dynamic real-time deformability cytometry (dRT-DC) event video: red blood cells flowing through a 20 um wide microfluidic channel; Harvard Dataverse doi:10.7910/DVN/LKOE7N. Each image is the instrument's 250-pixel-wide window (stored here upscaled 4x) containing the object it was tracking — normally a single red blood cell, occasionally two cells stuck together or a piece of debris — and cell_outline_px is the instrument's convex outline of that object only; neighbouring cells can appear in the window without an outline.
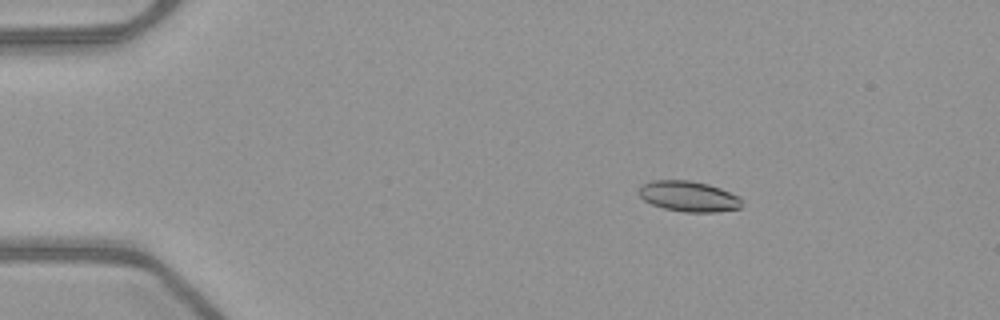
{"species": "common noctule bat (a hibernating species)", "species_latin": "Nyctalus noctula", "temperature_condition": "warm", "stored_images_in_passage": 53, "camera_frame_rate_fps": 3000, "um_per_image_px": 0.085, "animal": {"sex": "female", "body_mass_g": 21.9}, "frame": {"image": 1, "passage_image": 10, "time_ms": 3.0, "image_size_px": [1000, 320], "cell_outline_px": [[740, 208], [716, 212], [684, 212], [664, 208], [652, 204], [644, 200], [640, 196], [640, 184], [652, 180], [692, 180], [708, 184], [720, 188], [740, 196]], "centroid_in_image_um": [58.52, 16.68], "position_along_channel_um": 26.5, "area_um2": 18.32}}
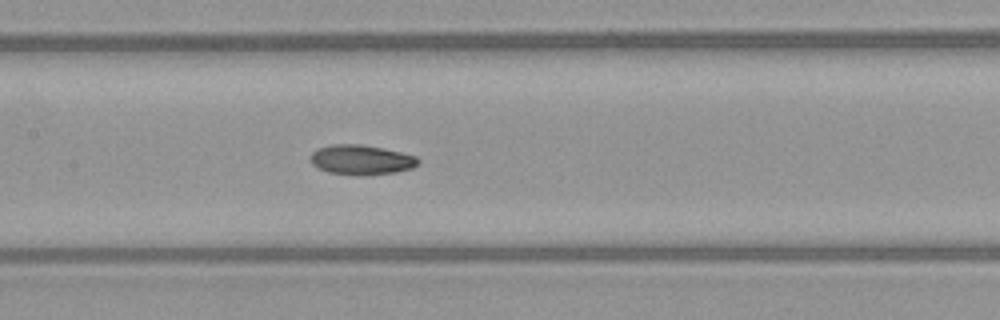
{"frame": {"image": 2, "passage_image": 27, "time_ms": 8.667, "image_size_px": [1000, 320], "cell_outline_px": [[420, 164], [412, 168], [396, 172], [368, 176], [356, 176], [328, 172], [312, 164], [312, 152], [316, 148], [332, 144], [360, 144], [384, 148], [416, 156], [420, 160]], "centroid_in_image_um": [30.74, 13.59], "position_along_channel_um": 176.7, "area_um2": 18.96}}
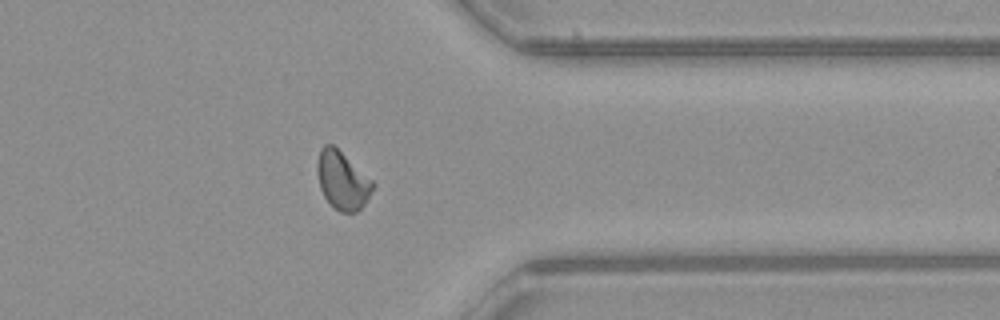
{"frame": {"image": 3, "passage_image": 43, "time_ms": 14.0, "image_size_px": [1000, 320], "cell_outline_px": [[376, 184], [364, 204], [356, 212], [340, 212], [324, 196], [320, 188], [316, 172], [316, 164], [320, 148], [324, 144], [332, 144], [372, 180]], "centroid_in_image_um": [29.08, 15.32], "position_along_channel_um": 382.3, "area_um2": 18.55}, "authors_computed_cell_mechanics": {"area_um2": 18.5538, "velocity_mm_per_s": 4.0111, "shape_relaxation_time_tau1_ms": null, "shape_relaxation_time_tau2_ms": 2.8482, "deformation_change_tau1": null, "deformation_change_tau2": 0.0674}}